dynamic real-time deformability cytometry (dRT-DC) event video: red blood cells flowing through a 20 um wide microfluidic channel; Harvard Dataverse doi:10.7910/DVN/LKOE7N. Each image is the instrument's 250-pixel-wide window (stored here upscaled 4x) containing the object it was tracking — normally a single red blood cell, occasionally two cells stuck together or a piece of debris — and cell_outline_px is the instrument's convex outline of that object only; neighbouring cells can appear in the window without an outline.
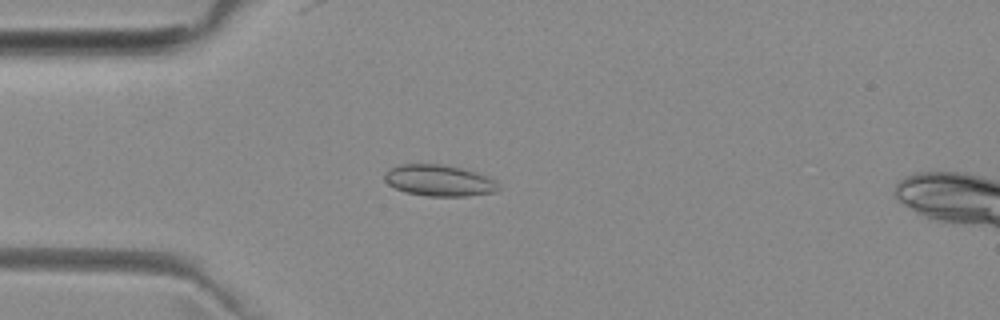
{"species": "common noctule bat (a hibernating species)", "species_latin": "Nyctalus noctula", "temperature_condition": "room temperature", "stored_images_in_passage": 5, "camera_frame_rate_fps": 3000, "um_per_image_px": 0.085, "animal": {"sex": "female", "body_mass_g": 29.2, "forearm_length_mm": 56.3}, "frame": {"image": 1, "passage_image": 4, "time_ms": 3.667, "image_size_px": [1000, 320], "cell_outline_px": [[500, 188], [496, 192], [468, 196], [428, 196], [404, 192], [388, 184], [384, 180], [384, 172], [400, 164], [440, 164], [460, 168], [484, 176], [492, 180]], "centroid_in_image_um": [37.26, 15.35], "position_along_channel_um": 47.7, "area_um2": 20.46}}